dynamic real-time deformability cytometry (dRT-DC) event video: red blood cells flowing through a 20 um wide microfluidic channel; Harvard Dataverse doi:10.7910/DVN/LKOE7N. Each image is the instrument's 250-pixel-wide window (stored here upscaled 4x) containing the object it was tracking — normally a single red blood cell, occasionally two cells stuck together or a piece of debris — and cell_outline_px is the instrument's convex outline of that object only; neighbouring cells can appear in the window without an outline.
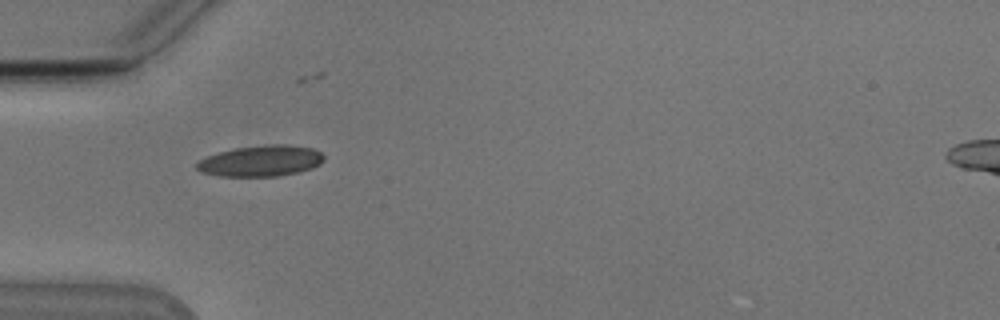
{"species": "Egyptian fruit bat (a non-hibernating species)", "species_latin": "Rousettus aegyptiacus", "temperature_condition": "cold", "stored_images_in_passage": 37, "camera_frame_rate_fps": 3000, "um_per_image_px": 0.085, "animal": {"sex": "male"}, "frame": {"image": 1, "passage_image": 1, "time_ms": 0.0, "image_size_px": [1000, 320], "cell_outline_px": [[324, 160], [320, 164], [312, 168], [296, 172], [276, 176], [220, 176], [204, 172], [196, 168], [196, 164], [200, 160], [208, 156], [220, 152], [236, 148], [264, 144], [288, 144], [312, 148], [320, 152], [324, 156]], "centroid_in_image_um": [22.21, 13.66], "position_along_channel_um": 62.8, "area_um2": 22.77}}
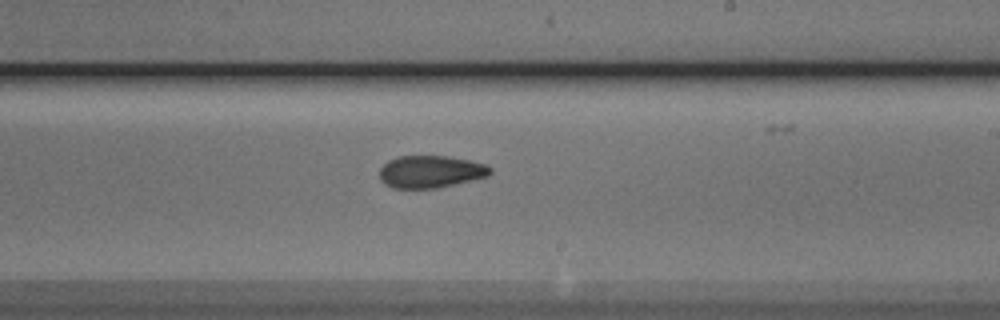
{"frame": {"image": 2, "passage_image": 16, "time_ms": 5.0, "image_size_px": [1000, 320], "cell_outline_px": [[492, 172], [488, 176], [436, 188], [392, 188], [384, 184], [380, 180], [380, 168], [388, 160], [396, 156], [448, 156], [468, 160], [484, 164], [492, 168]], "centroid_in_image_um": [36.56, 14.59], "position_along_channel_um": 252.4, "area_um2": 20.81}}
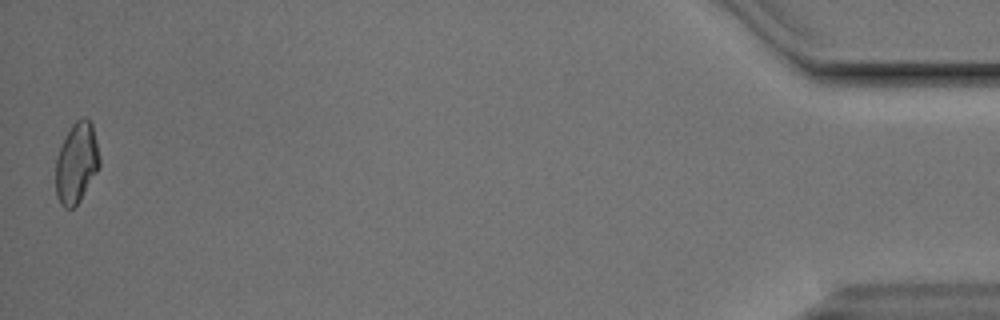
{"frame": {"image": 3, "passage_image": 37, "time_ms": 12.0, "image_size_px": [1000, 320], "cell_outline_px": [[100, 164], [96, 172], [80, 200], [72, 208], [64, 208], [60, 204], [56, 196], [56, 160], [60, 148], [72, 124], [76, 120], [84, 116], [92, 124], [100, 156]], "centroid_in_image_um": [6.5, 13.85], "position_along_channel_um": 428.7, "area_um2": 20.29}, "authors_computed_cell_mechanics": {"area_um2": 20.808, "velocity_mm_per_s": 3.8418, "shape_relaxation_time_tau1_ms": null, "shape_relaxation_time_tau2_ms": 2.9355, "deformation_change_tau1": null, "deformation_change_tau2": 0.0971}}